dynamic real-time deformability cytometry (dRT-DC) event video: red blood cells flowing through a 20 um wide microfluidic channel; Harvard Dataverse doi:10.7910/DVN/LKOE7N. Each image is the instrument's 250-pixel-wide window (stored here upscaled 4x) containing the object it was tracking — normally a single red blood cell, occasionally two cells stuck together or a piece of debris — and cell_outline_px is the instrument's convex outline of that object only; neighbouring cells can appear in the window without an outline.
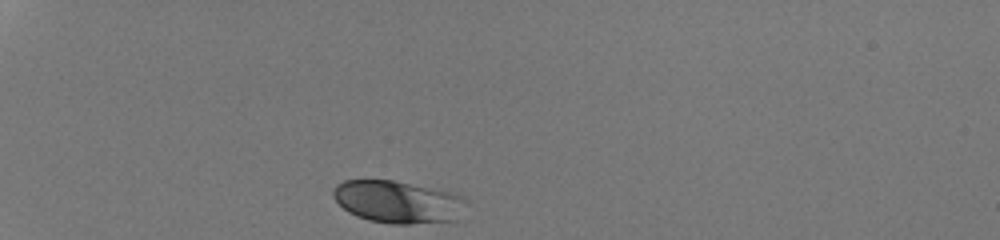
{"species": "human", "species_latin": "Homo sapiens", "temperature_condition": "room temperature", "stored_images_in_passage": 30, "camera_frame_rate_fps": 3000, "um_per_image_px": 0.085, "donor": {"sex": "male"}, "frame": {"image": 1, "passage_image": 1, "time_ms": 0.0, "image_size_px": [1000, 240], "cell_outline_px": [[468, 200], [460, 220], [408, 224], [392, 224], [368, 220], [356, 216], [348, 212], [332, 196], [332, 192], [336, 184], [344, 180], [392, 180], [436, 188], [456, 192], [464, 196]], "centroid_in_image_um": [33.89, 17.16], "position_along_channel_um": 51.1, "area_um2": 33.52}}
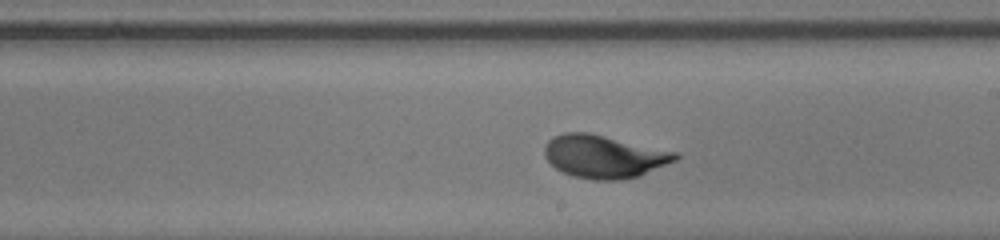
{"frame": {"image": 2, "passage_image": 18, "time_ms": 5.667, "image_size_px": [1000, 240], "cell_outline_px": [[680, 156], [676, 160], [640, 176], [620, 180], [596, 180], [572, 176], [556, 168], [544, 156], [544, 148], [548, 140], [552, 136], [564, 132], [588, 132], [680, 152]], "centroid_in_image_um": [51.36, 13.29], "position_along_channel_um": 237.6, "area_um2": 32.95}}
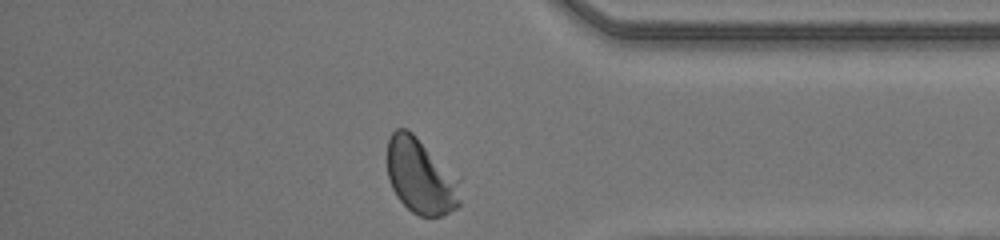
{"frame": {"image": 3, "passage_image": 30, "time_ms": 9.667, "image_size_px": [1000, 240], "cell_outline_px": [[460, 204], [456, 208], [440, 216], [420, 216], [412, 212], [396, 196], [392, 188], [388, 176], [388, 140], [392, 132], [396, 128], [408, 128], [460, 176]], "centroid_in_image_um": [35.79, 14.96], "position_along_channel_um": 399.4, "area_um2": 32.54}, "authors_computed_cell_mechanics": {"area_um2": 31.5877, "velocity_mm_per_s": 4.23, "shape_relaxation_time_tau1_ms": 2.1967, "shape_relaxation_time_tau2_ms": null, "deformation_change_tau1": 0.1424, "deformation_change_tau2": null}}